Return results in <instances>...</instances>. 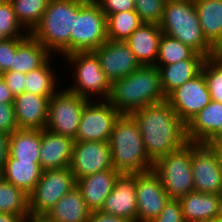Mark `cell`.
<instances>
[{
    "label": "cell",
    "instance_id": "cell-1",
    "mask_svg": "<svg viewBox=\"0 0 222 222\" xmlns=\"http://www.w3.org/2000/svg\"><path fill=\"white\" fill-rule=\"evenodd\" d=\"M130 115L138 124L146 154L153 163L188 142L186 124L167 99L138 109Z\"/></svg>",
    "mask_w": 222,
    "mask_h": 222
},
{
    "label": "cell",
    "instance_id": "cell-2",
    "mask_svg": "<svg viewBox=\"0 0 222 222\" xmlns=\"http://www.w3.org/2000/svg\"><path fill=\"white\" fill-rule=\"evenodd\" d=\"M156 66L141 65L128 76L111 83L107 101L121 114H131L150 104L166 100Z\"/></svg>",
    "mask_w": 222,
    "mask_h": 222
},
{
    "label": "cell",
    "instance_id": "cell-3",
    "mask_svg": "<svg viewBox=\"0 0 222 222\" xmlns=\"http://www.w3.org/2000/svg\"><path fill=\"white\" fill-rule=\"evenodd\" d=\"M86 1L49 0L39 24L30 34L53 56L69 55L74 20L78 17V9Z\"/></svg>",
    "mask_w": 222,
    "mask_h": 222
},
{
    "label": "cell",
    "instance_id": "cell-4",
    "mask_svg": "<svg viewBox=\"0 0 222 222\" xmlns=\"http://www.w3.org/2000/svg\"><path fill=\"white\" fill-rule=\"evenodd\" d=\"M113 168L119 173H141L152 170L138 124L129 114H121L109 140Z\"/></svg>",
    "mask_w": 222,
    "mask_h": 222
},
{
    "label": "cell",
    "instance_id": "cell-5",
    "mask_svg": "<svg viewBox=\"0 0 222 222\" xmlns=\"http://www.w3.org/2000/svg\"><path fill=\"white\" fill-rule=\"evenodd\" d=\"M159 26L164 34L176 38L205 58L215 56L216 49L203 34L194 0H166Z\"/></svg>",
    "mask_w": 222,
    "mask_h": 222
},
{
    "label": "cell",
    "instance_id": "cell-6",
    "mask_svg": "<svg viewBox=\"0 0 222 222\" xmlns=\"http://www.w3.org/2000/svg\"><path fill=\"white\" fill-rule=\"evenodd\" d=\"M68 67L72 69V85L66 89L89 100L99 97V100H107L110 94L111 82L102 70L99 59L93 51L75 52L62 57ZM70 65V66H69ZM74 70V71H73Z\"/></svg>",
    "mask_w": 222,
    "mask_h": 222
},
{
    "label": "cell",
    "instance_id": "cell-7",
    "mask_svg": "<svg viewBox=\"0 0 222 222\" xmlns=\"http://www.w3.org/2000/svg\"><path fill=\"white\" fill-rule=\"evenodd\" d=\"M191 160L192 142H187L153 163L152 170L161 179L162 186L171 199H180L194 191Z\"/></svg>",
    "mask_w": 222,
    "mask_h": 222
},
{
    "label": "cell",
    "instance_id": "cell-8",
    "mask_svg": "<svg viewBox=\"0 0 222 222\" xmlns=\"http://www.w3.org/2000/svg\"><path fill=\"white\" fill-rule=\"evenodd\" d=\"M107 41L106 15L94 0L79 9L70 33V54L94 51Z\"/></svg>",
    "mask_w": 222,
    "mask_h": 222
},
{
    "label": "cell",
    "instance_id": "cell-9",
    "mask_svg": "<svg viewBox=\"0 0 222 222\" xmlns=\"http://www.w3.org/2000/svg\"><path fill=\"white\" fill-rule=\"evenodd\" d=\"M61 88L49 99L45 129L75 140L83 108L89 99Z\"/></svg>",
    "mask_w": 222,
    "mask_h": 222
},
{
    "label": "cell",
    "instance_id": "cell-10",
    "mask_svg": "<svg viewBox=\"0 0 222 222\" xmlns=\"http://www.w3.org/2000/svg\"><path fill=\"white\" fill-rule=\"evenodd\" d=\"M76 186L77 180L69 167L43 170L35 189L29 195L30 215H45Z\"/></svg>",
    "mask_w": 222,
    "mask_h": 222
},
{
    "label": "cell",
    "instance_id": "cell-11",
    "mask_svg": "<svg viewBox=\"0 0 222 222\" xmlns=\"http://www.w3.org/2000/svg\"><path fill=\"white\" fill-rule=\"evenodd\" d=\"M120 115L107 100H89L83 108L74 141L109 142L114 124Z\"/></svg>",
    "mask_w": 222,
    "mask_h": 222
},
{
    "label": "cell",
    "instance_id": "cell-12",
    "mask_svg": "<svg viewBox=\"0 0 222 222\" xmlns=\"http://www.w3.org/2000/svg\"><path fill=\"white\" fill-rule=\"evenodd\" d=\"M69 168L76 180L99 171L113 169L109 142L74 141Z\"/></svg>",
    "mask_w": 222,
    "mask_h": 222
},
{
    "label": "cell",
    "instance_id": "cell-13",
    "mask_svg": "<svg viewBox=\"0 0 222 222\" xmlns=\"http://www.w3.org/2000/svg\"><path fill=\"white\" fill-rule=\"evenodd\" d=\"M194 191L219 194L222 191V165L207 144L192 142Z\"/></svg>",
    "mask_w": 222,
    "mask_h": 222
},
{
    "label": "cell",
    "instance_id": "cell-14",
    "mask_svg": "<svg viewBox=\"0 0 222 222\" xmlns=\"http://www.w3.org/2000/svg\"><path fill=\"white\" fill-rule=\"evenodd\" d=\"M167 100L179 118L187 124L211 102L203 72L174 90Z\"/></svg>",
    "mask_w": 222,
    "mask_h": 222
},
{
    "label": "cell",
    "instance_id": "cell-15",
    "mask_svg": "<svg viewBox=\"0 0 222 222\" xmlns=\"http://www.w3.org/2000/svg\"><path fill=\"white\" fill-rule=\"evenodd\" d=\"M137 222H150L160 215L171 199L153 171L137 173Z\"/></svg>",
    "mask_w": 222,
    "mask_h": 222
},
{
    "label": "cell",
    "instance_id": "cell-16",
    "mask_svg": "<svg viewBox=\"0 0 222 222\" xmlns=\"http://www.w3.org/2000/svg\"><path fill=\"white\" fill-rule=\"evenodd\" d=\"M93 52L111 83L128 76L141 66L125 41L107 39Z\"/></svg>",
    "mask_w": 222,
    "mask_h": 222
},
{
    "label": "cell",
    "instance_id": "cell-17",
    "mask_svg": "<svg viewBox=\"0 0 222 222\" xmlns=\"http://www.w3.org/2000/svg\"><path fill=\"white\" fill-rule=\"evenodd\" d=\"M137 173H120L101 208V212L137 222Z\"/></svg>",
    "mask_w": 222,
    "mask_h": 222
},
{
    "label": "cell",
    "instance_id": "cell-18",
    "mask_svg": "<svg viewBox=\"0 0 222 222\" xmlns=\"http://www.w3.org/2000/svg\"><path fill=\"white\" fill-rule=\"evenodd\" d=\"M222 134V103L211 100L186 124L188 142L207 144Z\"/></svg>",
    "mask_w": 222,
    "mask_h": 222
},
{
    "label": "cell",
    "instance_id": "cell-19",
    "mask_svg": "<svg viewBox=\"0 0 222 222\" xmlns=\"http://www.w3.org/2000/svg\"><path fill=\"white\" fill-rule=\"evenodd\" d=\"M74 140L52 132L41 130L40 160L43 170L62 169L70 166Z\"/></svg>",
    "mask_w": 222,
    "mask_h": 222
},
{
    "label": "cell",
    "instance_id": "cell-20",
    "mask_svg": "<svg viewBox=\"0 0 222 222\" xmlns=\"http://www.w3.org/2000/svg\"><path fill=\"white\" fill-rule=\"evenodd\" d=\"M49 99L24 92L14 98V111L18 128L45 129Z\"/></svg>",
    "mask_w": 222,
    "mask_h": 222
},
{
    "label": "cell",
    "instance_id": "cell-21",
    "mask_svg": "<svg viewBox=\"0 0 222 222\" xmlns=\"http://www.w3.org/2000/svg\"><path fill=\"white\" fill-rule=\"evenodd\" d=\"M119 174L113 168L99 171L77 180V188L81 191L87 208L91 212L101 210Z\"/></svg>",
    "mask_w": 222,
    "mask_h": 222
},
{
    "label": "cell",
    "instance_id": "cell-22",
    "mask_svg": "<svg viewBox=\"0 0 222 222\" xmlns=\"http://www.w3.org/2000/svg\"><path fill=\"white\" fill-rule=\"evenodd\" d=\"M162 33L159 25L142 23L125 41L140 65H155Z\"/></svg>",
    "mask_w": 222,
    "mask_h": 222
},
{
    "label": "cell",
    "instance_id": "cell-23",
    "mask_svg": "<svg viewBox=\"0 0 222 222\" xmlns=\"http://www.w3.org/2000/svg\"><path fill=\"white\" fill-rule=\"evenodd\" d=\"M205 57L195 53L190 59H185L170 65H154L159 69L161 88L167 98L174 90L185 82L197 76L202 69Z\"/></svg>",
    "mask_w": 222,
    "mask_h": 222
},
{
    "label": "cell",
    "instance_id": "cell-24",
    "mask_svg": "<svg viewBox=\"0 0 222 222\" xmlns=\"http://www.w3.org/2000/svg\"><path fill=\"white\" fill-rule=\"evenodd\" d=\"M43 169L39 160H20L10 154L4 164L0 176L30 195L41 178Z\"/></svg>",
    "mask_w": 222,
    "mask_h": 222
},
{
    "label": "cell",
    "instance_id": "cell-25",
    "mask_svg": "<svg viewBox=\"0 0 222 222\" xmlns=\"http://www.w3.org/2000/svg\"><path fill=\"white\" fill-rule=\"evenodd\" d=\"M179 200L185 222H204L218 217L221 203L219 194L193 191Z\"/></svg>",
    "mask_w": 222,
    "mask_h": 222
},
{
    "label": "cell",
    "instance_id": "cell-26",
    "mask_svg": "<svg viewBox=\"0 0 222 222\" xmlns=\"http://www.w3.org/2000/svg\"><path fill=\"white\" fill-rule=\"evenodd\" d=\"M90 213L81 191L76 186L64 195L45 216L52 222H87Z\"/></svg>",
    "mask_w": 222,
    "mask_h": 222
},
{
    "label": "cell",
    "instance_id": "cell-27",
    "mask_svg": "<svg viewBox=\"0 0 222 222\" xmlns=\"http://www.w3.org/2000/svg\"><path fill=\"white\" fill-rule=\"evenodd\" d=\"M206 40L217 49L222 44V0H194Z\"/></svg>",
    "mask_w": 222,
    "mask_h": 222
},
{
    "label": "cell",
    "instance_id": "cell-28",
    "mask_svg": "<svg viewBox=\"0 0 222 222\" xmlns=\"http://www.w3.org/2000/svg\"><path fill=\"white\" fill-rule=\"evenodd\" d=\"M51 57L55 56L29 34L17 47L10 71L27 74L42 67Z\"/></svg>",
    "mask_w": 222,
    "mask_h": 222
},
{
    "label": "cell",
    "instance_id": "cell-29",
    "mask_svg": "<svg viewBox=\"0 0 222 222\" xmlns=\"http://www.w3.org/2000/svg\"><path fill=\"white\" fill-rule=\"evenodd\" d=\"M41 130L18 128L9 137V154L20 160H40Z\"/></svg>",
    "mask_w": 222,
    "mask_h": 222
},
{
    "label": "cell",
    "instance_id": "cell-30",
    "mask_svg": "<svg viewBox=\"0 0 222 222\" xmlns=\"http://www.w3.org/2000/svg\"><path fill=\"white\" fill-rule=\"evenodd\" d=\"M52 60L51 57L42 67L26 74L25 92L50 99L62 87L57 85L60 77L56 74V68H54Z\"/></svg>",
    "mask_w": 222,
    "mask_h": 222
},
{
    "label": "cell",
    "instance_id": "cell-31",
    "mask_svg": "<svg viewBox=\"0 0 222 222\" xmlns=\"http://www.w3.org/2000/svg\"><path fill=\"white\" fill-rule=\"evenodd\" d=\"M0 212L23 218L30 215L29 195L0 176Z\"/></svg>",
    "mask_w": 222,
    "mask_h": 222
},
{
    "label": "cell",
    "instance_id": "cell-32",
    "mask_svg": "<svg viewBox=\"0 0 222 222\" xmlns=\"http://www.w3.org/2000/svg\"><path fill=\"white\" fill-rule=\"evenodd\" d=\"M142 23L135 10L109 14L106 17L107 39L126 41Z\"/></svg>",
    "mask_w": 222,
    "mask_h": 222
},
{
    "label": "cell",
    "instance_id": "cell-33",
    "mask_svg": "<svg viewBox=\"0 0 222 222\" xmlns=\"http://www.w3.org/2000/svg\"><path fill=\"white\" fill-rule=\"evenodd\" d=\"M18 22L31 33L39 24L49 0H10Z\"/></svg>",
    "mask_w": 222,
    "mask_h": 222
},
{
    "label": "cell",
    "instance_id": "cell-34",
    "mask_svg": "<svg viewBox=\"0 0 222 222\" xmlns=\"http://www.w3.org/2000/svg\"><path fill=\"white\" fill-rule=\"evenodd\" d=\"M196 52L174 37L162 33L155 65H170L190 59Z\"/></svg>",
    "mask_w": 222,
    "mask_h": 222
},
{
    "label": "cell",
    "instance_id": "cell-35",
    "mask_svg": "<svg viewBox=\"0 0 222 222\" xmlns=\"http://www.w3.org/2000/svg\"><path fill=\"white\" fill-rule=\"evenodd\" d=\"M201 71L211 95V100L222 103V62L215 56L206 58Z\"/></svg>",
    "mask_w": 222,
    "mask_h": 222
},
{
    "label": "cell",
    "instance_id": "cell-36",
    "mask_svg": "<svg viewBox=\"0 0 222 222\" xmlns=\"http://www.w3.org/2000/svg\"><path fill=\"white\" fill-rule=\"evenodd\" d=\"M0 31L4 37H27L28 33L18 22L10 0H0Z\"/></svg>",
    "mask_w": 222,
    "mask_h": 222
},
{
    "label": "cell",
    "instance_id": "cell-37",
    "mask_svg": "<svg viewBox=\"0 0 222 222\" xmlns=\"http://www.w3.org/2000/svg\"><path fill=\"white\" fill-rule=\"evenodd\" d=\"M135 11L143 23L160 25L166 0H134Z\"/></svg>",
    "mask_w": 222,
    "mask_h": 222
},
{
    "label": "cell",
    "instance_id": "cell-38",
    "mask_svg": "<svg viewBox=\"0 0 222 222\" xmlns=\"http://www.w3.org/2000/svg\"><path fill=\"white\" fill-rule=\"evenodd\" d=\"M25 38H7L0 41V75L3 72L10 71L17 47Z\"/></svg>",
    "mask_w": 222,
    "mask_h": 222
},
{
    "label": "cell",
    "instance_id": "cell-39",
    "mask_svg": "<svg viewBox=\"0 0 222 222\" xmlns=\"http://www.w3.org/2000/svg\"><path fill=\"white\" fill-rule=\"evenodd\" d=\"M150 222H185L180 200L170 199L160 215Z\"/></svg>",
    "mask_w": 222,
    "mask_h": 222
},
{
    "label": "cell",
    "instance_id": "cell-40",
    "mask_svg": "<svg viewBox=\"0 0 222 222\" xmlns=\"http://www.w3.org/2000/svg\"><path fill=\"white\" fill-rule=\"evenodd\" d=\"M17 129L14 104L0 103V131L11 135Z\"/></svg>",
    "mask_w": 222,
    "mask_h": 222
},
{
    "label": "cell",
    "instance_id": "cell-41",
    "mask_svg": "<svg viewBox=\"0 0 222 222\" xmlns=\"http://www.w3.org/2000/svg\"><path fill=\"white\" fill-rule=\"evenodd\" d=\"M104 12L109 14L135 10L134 0H94Z\"/></svg>",
    "mask_w": 222,
    "mask_h": 222
},
{
    "label": "cell",
    "instance_id": "cell-42",
    "mask_svg": "<svg viewBox=\"0 0 222 222\" xmlns=\"http://www.w3.org/2000/svg\"><path fill=\"white\" fill-rule=\"evenodd\" d=\"M14 96L25 92L26 74L16 71H6L1 74Z\"/></svg>",
    "mask_w": 222,
    "mask_h": 222
},
{
    "label": "cell",
    "instance_id": "cell-43",
    "mask_svg": "<svg viewBox=\"0 0 222 222\" xmlns=\"http://www.w3.org/2000/svg\"><path fill=\"white\" fill-rule=\"evenodd\" d=\"M87 222H130L127 219L115 215H109L101 211H92Z\"/></svg>",
    "mask_w": 222,
    "mask_h": 222
},
{
    "label": "cell",
    "instance_id": "cell-44",
    "mask_svg": "<svg viewBox=\"0 0 222 222\" xmlns=\"http://www.w3.org/2000/svg\"><path fill=\"white\" fill-rule=\"evenodd\" d=\"M9 137L10 135L0 131V172L9 155Z\"/></svg>",
    "mask_w": 222,
    "mask_h": 222
},
{
    "label": "cell",
    "instance_id": "cell-45",
    "mask_svg": "<svg viewBox=\"0 0 222 222\" xmlns=\"http://www.w3.org/2000/svg\"><path fill=\"white\" fill-rule=\"evenodd\" d=\"M14 94L10 91L5 80L0 75V103H14Z\"/></svg>",
    "mask_w": 222,
    "mask_h": 222
},
{
    "label": "cell",
    "instance_id": "cell-46",
    "mask_svg": "<svg viewBox=\"0 0 222 222\" xmlns=\"http://www.w3.org/2000/svg\"><path fill=\"white\" fill-rule=\"evenodd\" d=\"M207 145L216 154L219 163L222 165V134L213 137Z\"/></svg>",
    "mask_w": 222,
    "mask_h": 222
},
{
    "label": "cell",
    "instance_id": "cell-47",
    "mask_svg": "<svg viewBox=\"0 0 222 222\" xmlns=\"http://www.w3.org/2000/svg\"><path fill=\"white\" fill-rule=\"evenodd\" d=\"M23 217L15 214L0 212V222H22Z\"/></svg>",
    "mask_w": 222,
    "mask_h": 222
},
{
    "label": "cell",
    "instance_id": "cell-48",
    "mask_svg": "<svg viewBox=\"0 0 222 222\" xmlns=\"http://www.w3.org/2000/svg\"><path fill=\"white\" fill-rule=\"evenodd\" d=\"M22 222H52L45 215H28Z\"/></svg>",
    "mask_w": 222,
    "mask_h": 222
},
{
    "label": "cell",
    "instance_id": "cell-49",
    "mask_svg": "<svg viewBox=\"0 0 222 222\" xmlns=\"http://www.w3.org/2000/svg\"><path fill=\"white\" fill-rule=\"evenodd\" d=\"M215 57L222 62V44L216 49Z\"/></svg>",
    "mask_w": 222,
    "mask_h": 222
},
{
    "label": "cell",
    "instance_id": "cell-50",
    "mask_svg": "<svg viewBox=\"0 0 222 222\" xmlns=\"http://www.w3.org/2000/svg\"><path fill=\"white\" fill-rule=\"evenodd\" d=\"M218 218L222 221V202L220 203V206H219Z\"/></svg>",
    "mask_w": 222,
    "mask_h": 222
},
{
    "label": "cell",
    "instance_id": "cell-51",
    "mask_svg": "<svg viewBox=\"0 0 222 222\" xmlns=\"http://www.w3.org/2000/svg\"><path fill=\"white\" fill-rule=\"evenodd\" d=\"M204 222H222V221L217 217V218L206 220Z\"/></svg>",
    "mask_w": 222,
    "mask_h": 222
},
{
    "label": "cell",
    "instance_id": "cell-52",
    "mask_svg": "<svg viewBox=\"0 0 222 222\" xmlns=\"http://www.w3.org/2000/svg\"><path fill=\"white\" fill-rule=\"evenodd\" d=\"M6 38L4 37V35L2 34V31H0V41L5 40Z\"/></svg>",
    "mask_w": 222,
    "mask_h": 222
},
{
    "label": "cell",
    "instance_id": "cell-53",
    "mask_svg": "<svg viewBox=\"0 0 222 222\" xmlns=\"http://www.w3.org/2000/svg\"><path fill=\"white\" fill-rule=\"evenodd\" d=\"M220 198H221V202H222V191H221V193H220Z\"/></svg>",
    "mask_w": 222,
    "mask_h": 222
}]
</instances>
